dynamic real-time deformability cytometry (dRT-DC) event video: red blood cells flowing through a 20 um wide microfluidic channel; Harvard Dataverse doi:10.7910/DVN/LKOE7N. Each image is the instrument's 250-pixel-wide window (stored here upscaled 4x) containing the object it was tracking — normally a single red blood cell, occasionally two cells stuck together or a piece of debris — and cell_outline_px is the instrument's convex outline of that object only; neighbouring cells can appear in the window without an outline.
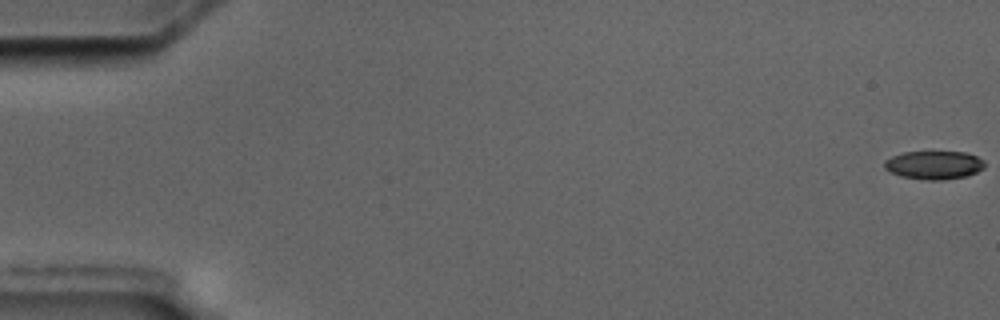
{"species": "common noctule bat (a hibernating species)", "species_latin": "Nyctalus noctula", "temperature_condition": "cold", "stored_images_in_passage": 7, "camera_frame_rate_fps": 3000, "um_per_image_px": 0.085, "animal": {"sex": "male", "body_mass_g": 17.5, "forearm_length_mm": 52.3}, "frame": {"image": 1, "passage_image": 1, "time_ms": 0.0, "image_size_px": [1000, 320], "cell_outline_px": [[984, 168], [968, 176], [940, 180], [928, 180], [900, 176], [884, 168], [884, 160], [892, 156], [904, 152], [964, 152], [976, 156], [984, 160]], "centroid_in_image_um": [79.39, 14.03], "position_along_channel_um": 5.6, "area_um2": 16.53}}
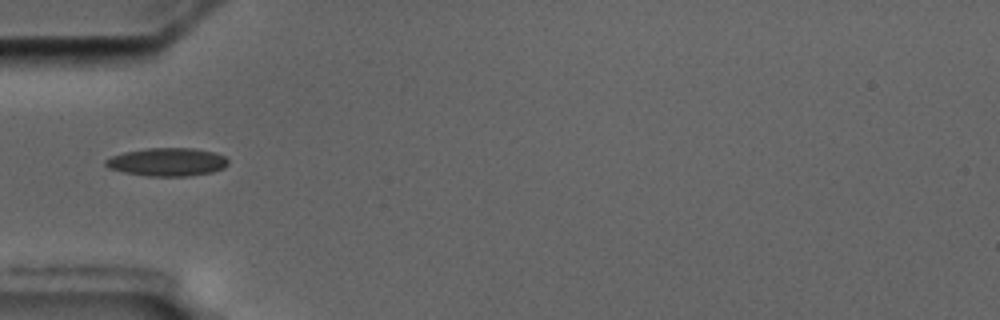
{"frame": {"image": 2, "passage_image": 6, "time_ms": 6.333, "image_size_px": [1000, 320], "cell_outline_px": [[228, 164], [224, 168], [212, 172], [188, 176], [148, 176], [124, 172], [108, 168], [104, 164], [104, 160], [112, 156], [124, 152], [148, 148], [192, 148], [212, 152], [224, 156], [228, 160]], "centroid_in_image_um": [14.2, 13.77], "position_along_channel_um": 70.8, "area_um2": 20.06}}
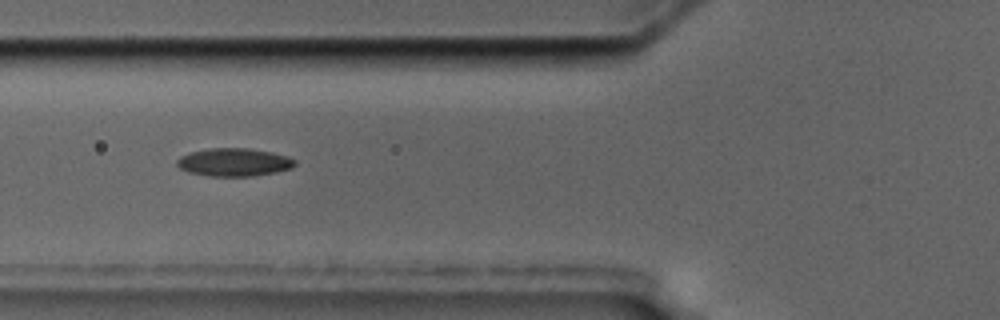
{"frame": {"image": 3, "passage_image": 7, "time_ms": 7.333, "image_size_px": [1000, 320], "cell_outline_px": [[296, 164], [292, 168], [276, 172], [252, 176], [208, 176], [188, 172], [180, 168], [176, 164], [176, 160], [180, 156], [188, 152], [208, 148], [248, 148], [272, 152], [288, 156], [296, 160]], "centroid_in_image_um": [19.88, 13.78], "position_along_channel_um": 105.9, "area_um2": 19.48}}